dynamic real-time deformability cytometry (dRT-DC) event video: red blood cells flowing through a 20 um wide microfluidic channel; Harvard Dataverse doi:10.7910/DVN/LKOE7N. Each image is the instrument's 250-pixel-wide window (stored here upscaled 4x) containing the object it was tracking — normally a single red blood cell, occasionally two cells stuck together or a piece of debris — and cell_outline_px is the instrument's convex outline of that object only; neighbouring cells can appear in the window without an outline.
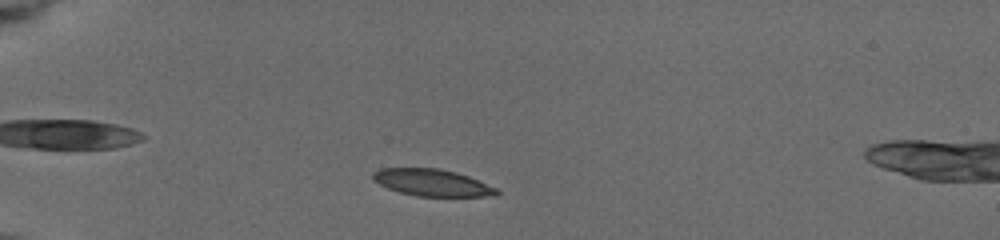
{"species": "common noctule bat (a hibernating species)", "species_latin": "Nyctalus noctula", "temperature_condition": "cold", "stored_images_in_passage": 45, "camera_frame_rate_fps": 3000, "um_per_image_px": 0.085, "animal": {"sex": "female", "body_mass_g": 19.5, "forearm_length_mm": 54.1}, "frame": {"image": 1, "passage_image": 6, "time_ms": 1.667, "image_size_px": [1000, 240], "cell_outline_px": [[500, 192], [496, 196], [416, 196], [400, 192], [388, 188], [372, 180], [372, 172], [380, 168], [436, 168], [456, 172], [468, 176], [496, 188]], "centroid_in_image_um": [36.7, 15.52], "position_along_channel_um": 48.3, "area_um2": 19.31}}
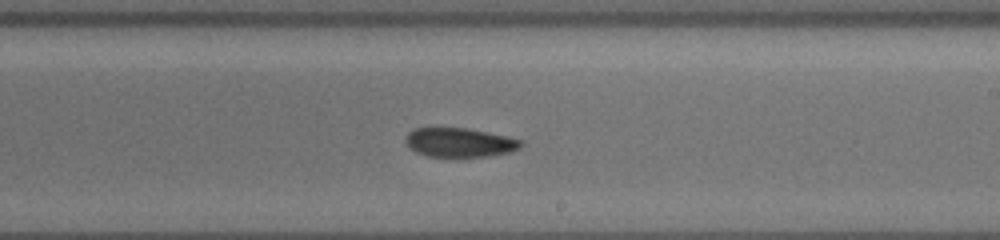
{"frame": {"image": 2, "passage_image": 25, "time_ms": 8.0, "image_size_px": [1000, 240], "cell_outline_px": [[524, 144], [520, 148], [508, 152], [488, 156], [460, 160], [452, 160], [428, 156], [416, 152], [408, 148], [404, 140], [408, 132], [416, 128], [464, 128], [508, 136], [524, 140]], "centroid_in_image_um": [39.05, 12.17], "position_along_channel_um": 249.9, "area_um2": 20.52}}
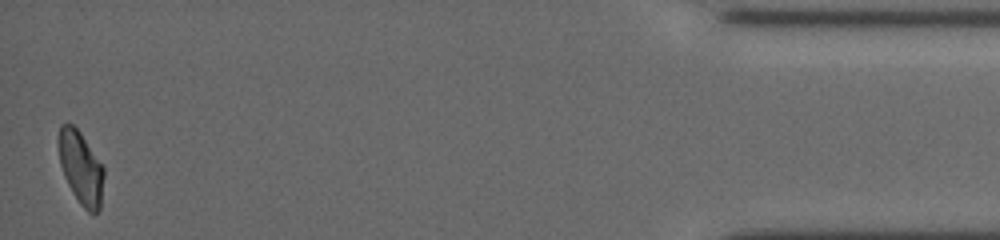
{"frame": {"image": 3, "passage_image": 45, "time_ms": 14.667, "image_size_px": [1000, 240], "cell_outline_px": [[104, 176], [100, 208], [96, 212], [88, 212], [80, 204], [72, 192], [64, 176], [60, 164], [60, 124], [72, 124], [80, 132], [104, 168]], "centroid_in_image_um": [6.9, 14.3], "position_along_channel_um": 428.3, "area_um2": 18.73}, "authors_computed_cell_mechanics": {"area_um2": 20.23, "velocity_mm_per_s": 3.7501, "shape_relaxation_time_tau1_ms": 4.0703, "shape_relaxation_time_tau2_ms": 5.5922, "deformation_change_tau1": 0.1404, "deformation_change_tau2": 0.1191}}